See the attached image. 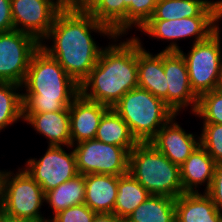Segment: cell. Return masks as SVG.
<instances>
[{
  "mask_svg": "<svg viewBox=\"0 0 222 222\" xmlns=\"http://www.w3.org/2000/svg\"><path fill=\"white\" fill-rule=\"evenodd\" d=\"M20 90H23L21 85L0 82V132L23 119V95Z\"/></svg>",
  "mask_w": 222,
  "mask_h": 222,
  "instance_id": "obj_27",
  "label": "cell"
},
{
  "mask_svg": "<svg viewBox=\"0 0 222 222\" xmlns=\"http://www.w3.org/2000/svg\"><path fill=\"white\" fill-rule=\"evenodd\" d=\"M158 0H129L127 33L134 25L140 29L152 16Z\"/></svg>",
  "mask_w": 222,
  "mask_h": 222,
  "instance_id": "obj_30",
  "label": "cell"
},
{
  "mask_svg": "<svg viewBox=\"0 0 222 222\" xmlns=\"http://www.w3.org/2000/svg\"><path fill=\"white\" fill-rule=\"evenodd\" d=\"M222 17V0H158L149 20Z\"/></svg>",
  "mask_w": 222,
  "mask_h": 222,
  "instance_id": "obj_17",
  "label": "cell"
},
{
  "mask_svg": "<svg viewBox=\"0 0 222 222\" xmlns=\"http://www.w3.org/2000/svg\"><path fill=\"white\" fill-rule=\"evenodd\" d=\"M93 222H125L114 213H96Z\"/></svg>",
  "mask_w": 222,
  "mask_h": 222,
  "instance_id": "obj_34",
  "label": "cell"
},
{
  "mask_svg": "<svg viewBox=\"0 0 222 222\" xmlns=\"http://www.w3.org/2000/svg\"><path fill=\"white\" fill-rule=\"evenodd\" d=\"M92 31L112 40L116 36L87 10L70 4L58 12L51 29L40 43V47L55 58L78 85L88 77L103 49L92 38ZM48 40H52V45L45 43Z\"/></svg>",
  "mask_w": 222,
  "mask_h": 222,
  "instance_id": "obj_1",
  "label": "cell"
},
{
  "mask_svg": "<svg viewBox=\"0 0 222 222\" xmlns=\"http://www.w3.org/2000/svg\"><path fill=\"white\" fill-rule=\"evenodd\" d=\"M79 174H109L121 176L128 173L129 152L120 146L91 139L74 144Z\"/></svg>",
  "mask_w": 222,
  "mask_h": 222,
  "instance_id": "obj_8",
  "label": "cell"
},
{
  "mask_svg": "<svg viewBox=\"0 0 222 222\" xmlns=\"http://www.w3.org/2000/svg\"><path fill=\"white\" fill-rule=\"evenodd\" d=\"M164 72L168 86V107L178 115L182 108L190 106L193 114L198 96L190 86L187 66L179 51H164Z\"/></svg>",
  "mask_w": 222,
  "mask_h": 222,
  "instance_id": "obj_13",
  "label": "cell"
},
{
  "mask_svg": "<svg viewBox=\"0 0 222 222\" xmlns=\"http://www.w3.org/2000/svg\"><path fill=\"white\" fill-rule=\"evenodd\" d=\"M108 109L79 94L69 106L71 146L95 139L100 120Z\"/></svg>",
  "mask_w": 222,
  "mask_h": 222,
  "instance_id": "obj_15",
  "label": "cell"
},
{
  "mask_svg": "<svg viewBox=\"0 0 222 222\" xmlns=\"http://www.w3.org/2000/svg\"><path fill=\"white\" fill-rule=\"evenodd\" d=\"M193 114L203 119L202 123L222 125V90L217 88L200 95Z\"/></svg>",
  "mask_w": 222,
  "mask_h": 222,
  "instance_id": "obj_28",
  "label": "cell"
},
{
  "mask_svg": "<svg viewBox=\"0 0 222 222\" xmlns=\"http://www.w3.org/2000/svg\"><path fill=\"white\" fill-rule=\"evenodd\" d=\"M96 212L85 203L68 207L49 219V222H93Z\"/></svg>",
  "mask_w": 222,
  "mask_h": 222,
  "instance_id": "obj_31",
  "label": "cell"
},
{
  "mask_svg": "<svg viewBox=\"0 0 222 222\" xmlns=\"http://www.w3.org/2000/svg\"><path fill=\"white\" fill-rule=\"evenodd\" d=\"M220 32L219 28L208 39L194 43L187 54L179 51L187 66L190 86L198 97L217 89L222 58Z\"/></svg>",
  "mask_w": 222,
  "mask_h": 222,
  "instance_id": "obj_7",
  "label": "cell"
},
{
  "mask_svg": "<svg viewBox=\"0 0 222 222\" xmlns=\"http://www.w3.org/2000/svg\"><path fill=\"white\" fill-rule=\"evenodd\" d=\"M97 0H71V5L77 9L88 10Z\"/></svg>",
  "mask_w": 222,
  "mask_h": 222,
  "instance_id": "obj_35",
  "label": "cell"
},
{
  "mask_svg": "<svg viewBox=\"0 0 222 222\" xmlns=\"http://www.w3.org/2000/svg\"><path fill=\"white\" fill-rule=\"evenodd\" d=\"M129 0H97L87 11L116 36L127 33Z\"/></svg>",
  "mask_w": 222,
  "mask_h": 222,
  "instance_id": "obj_25",
  "label": "cell"
},
{
  "mask_svg": "<svg viewBox=\"0 0 222 222\" xmlns=\"http://www.w3.org/2000/svg\"><path fill=\"white\" fill-rule=\"evenodd\" d=\"M23 121L48 139V146L71 147L69 107L62 111L23 114Z\"/></svg>",
  "mask_w": 222,
  "mask_h": 222,
  "instance_id": "obj_18",
  "label": "cell"
},
{
  "mask_svg": "<svg viewBox=\"0 0 222 222\" xmlns=\"http://www.w3.org/2000/svg\"><path fill=\"white\" fill-rule=\"evenodd\" d=\"M62 7L68 6L71 4V0H56Z\"/></svg>",
  "mask_w": 222,
  "mask_h": 222,
  "instance_id": "obj_38",
  "label": "cell"
},
{
  "mask_svg": "<svg viewBox=\"0 0 222 222\" xmlns=\"http://www.w3.org/2000/svg\"><path fill=\"white\" fill-rule=\"evenodd\" d=\"M1 178H2V170H0V204H1Z\"/></svg>",
  "mask_w": 222,
  "mask_h": 222,
  "instance_id": "obj_40",
  "label": "cell"
},
{
  "mask_svg": "<svg viewBox=\"0 0 222 222\" xmlns=\"http://www.w3.org/2000/svg\"><path fill=\"white\" fill-rule=\"evenodd\" d=\"M14 29L33 36L41 43L58 12L63 8L56 0H10Z\"/></svg>",
  "mask_w": 222,
  "mask_h": 222,
  "instance_id": "obj_12",
  "label": "cell"
},
{
  "mask_svg": "<svg viewBox=\"0 0 222 222\" xmlns=\"http://www.w3.org/2000/svg\"><path fill=\"white\" fill-rule=\"evenodd\" d=\"M219 20H222V17L148 20L138 31L154 39L171 41L162 51H180L177 40L194 37L193 44L204 41L220 28Z\"/></svg>",
  "mask_w": 222,
  "mask_h": 222,
  "instance_id": "obj_9",
  "label": "cell"
},
{
  "mask_svg": "<svg viewBox=\"0 0 222 222\" xmlns=\"http://www.w3.org/2000/svg\"><path fill=\"white\" fill-rule=\"evenodd\" d=\"M217 88L222 90V58H221V62H220V71H219V79H218Z\"/></svg>",
  "mask_w": 222,
  "mask_h": 222,
  "instance_id": "obj_37",
  "label": "cell"
},
{
  "mask_svg": "<svg viewBox=\"0 0 222 222\" xmlns=\"http://www.w3.org/2000/svg\"><path fill=\"white\" fill-rule=\"evenodd\" d=\"M176 116L177 114L157 132L150 143L172 163L180 167L200 145V136L197 138V135L182 129L174 120Z\"/></svg>",
  "mask_w": 222,
  "mask_h": 222,
  "instance_id": "obj_14",
  "label": "cell"
},
{
  "mask_svg": "<svg viewBox=\"0 0 222 222\" xmlns=\"http://www.w3.org/2000/svg\"><path fill=\"white\" fill-rule=\"evenodd\" d=\"M114 43L102 49L97 64L80 84V94L112 108L128 91L138 87L137 38Z\"/></svg>",
  "mask_w": 222,
  "mask_h": 222,
  "instance_id": "obj_2",
  "label": "cell"
},
{
  "mask_svg": "<svg viewBox=\"0 0 222 222\" xmlns=\"http://www.w3.org/2000/svg\"><path fill=\"white\" fill-rule=\"evenodd\" d=\"M24 87L23 114L62 111L80 94V85L41 47L31 57Z\"/></svg>",
  "mask_w": 222,
  "mask_h": 222,
  "instance_id": "obj_3",
  "label": "cell"
},
{
  "mask_svg": "<svg viewBox=\"0 0 222 222\" xmlns=\"http://www.w3.org/2000/svg\"><path fill=\"white\" fill-rule=\"evenodd\" d=\"M14 30L10 0H0V32Z\"/></svg>",
  "mask_w": 222,
  "mask_h": 222,
  "instance_id": "obj_33",
  "label": "cell"
},
{
  "mask_svg": "<svg viewBox=\"0 0 222 222\" xmlns=\"http://www.w3.org/2000/svg\"><path fill=\"white\" fill-rule=\"evenodd\" d=\"M175 208L177 222H222V212L206 192L181 194Z\"/></svg>",
  "mask_w": 222,
  "mask_h": 222,
  "instance_id": "obj_20",
  "label": "cell"
},
{
  "mask_svg": "<svg viewBox=\"0 0 222 222\" xmlns=\"http://www.w3.org/2000/svg\"><path fill=\"white\" fill-rule=\"evenodd\" d=\"M45 193L37 181L23 168L16 174L2 171L1 204L5 214L15 218L49 221L41 214Z\"/></svg>",
  "mask_w": 222,
  "mask_h": 222,
  "instance_id": "obj_6",
  "label": "cell"
},
{
  "mask_svg": "<svg viewBox=\"0 0 222 222\" xmlns=\"http://www.w3.org/2000/svg\"><path fill=\"white\" fill-rule=\"evenodd\" d=\"M216 162L199 145L180 166V179L184 193H197V188L204 183L207 192L212 184Z\"/></svg>",
  "mask_w": 222,
  "mask_h": 222,
  "instance_id": "obj_19",
  "label": "cell"
},
{
  "mask_svg": "<svg viewBox=\"0 0 222 222\" xmlns=\"http://www.w3.org/2000/svg\"><path fill=\"white\" fill-rule=\"evenodd\" d=\"M200 134V145L216 163L222 162V125L203 123Z\"/></svg>",
  "mask_w": 222,
  "mask_h": 222,
  "instance_id": "obj_29",
  "label": "cell"
},
{
  "mask_svg": "<svg viewBox=\"0 0 222 222\" xmlns=\"http://www.w3.org/2000/svg\"><path fill=\"white\" fill-rule=\"evenodd\" d=\"M137 38L138 87L148 90L168 106V86L164 72V51L156 55L146 51Z\"/></svg>",
  "mask_w": 222,
  "mask_h": 222,
  "instance_id": "obj_16",
  "label": "cell"
},
{
  "mask_svg": "<svg viewBox=\"0 0 222 222\" xmlns=\"http://www.w3.org/2000/svg\"><path fill=\"white\" fill-rule=\"evenodd\" d=\"M40 43L17 30L0 32V82L24 83L33 53Z\"/></svg>",
  "mask_w": 222,
  "mask_h": 222,
  "instance_id": "obj_10",
  "label": "cell"
},
{
  "mask_svg": "<svg viewBox=\"0 0 222 222\" xmlns=\"http://www.w3.org/2000/svg\"><path fill=\"white\" fill-rule=\"evenodd\" d=\"M4 217H5V211L3 209L2 204H0V222L4 221Z\"/></svg>",
  "mask_w": 222,
  "mask_h": 222,
  "instance_id": "obj_39",
  "label": "cell"
},
{
  "mask_svg": "<svg viewBox=\"0 0 222 222\" xmlns=\"http://www.w3.org/2000/svg\"><path fill=\"white\" fill-rule=\"evenodd\" d=\"M114 214L125 220L151 194L128 172L118 176Z\"/></svg>",
  "mask_w": 222,
  "mask_h": 222,
  "instance_id": "obj_24",
  "label": "cell"
},
{
  "mask_svg": "<svg viewBox=\"0 0 222 222\" xmlns=\"http://www.w3.org/2000/svg\"><path fill=\"white\" fill-rule=\"evenodd\" d=\"M112 108L138 143L150 142L175 115L162 99L139 87L128 91Z\"/></svg>",
  "mask_w": 222,
  "mask_h": 222,
  "instance_id": "obj_5",
  "label": "cell"
},
{
  "mask_svg": "<svg viewBox=\"0 0 222 222\" xmlns=\"http://www.w3.org/2000/svg\"><path fill=\"white\" fill-rule=\"evenodd\" d=\"M117 185L118 176L86 174L84 203L96 213H114Z\"/></svg>",
  "mask_w": 222,
  "mask_h": 222,
  "instance_id": "obj_21",
  "label": "cell"
},
{
  "mask_svg": "<svg viewBox=\"0 0 222 222\" xmlns=\"http://www.w3.org/2000/svg\"><path fill=\"white\" fill-rule=\"evenodd\" d=\"M95 139L123 147L128 152L138 144L131 134L128 124L113 108H109L101 118Z\"/></svg>",
  "mask_w": 222,
  "mask_h": 222,
  "instance_id": "obj_22",
  "label": "cell"
},
{
  "mask_svg": "<svg viewBox=\"0 0 222 222\" xmlns=\"http://www.w3.org/2000/svg\"><path fill=\"white\" fill-rule=\"evenodd\" d=\"M206 193L211 197L216 208L222 212V162L216 163L213 181Z\"/></svg>",
  "mask_w": 222,
  "mask_h": 222,
  "instance_id": "obj_32",
  "label": "cell"
},
{
  "mask_svg": "<svg viewBox=\"0 0 222 222\" xmlns=\"http://www.w3.org/2000/svg\"><path fill=\"white\" fill-rule=\"evenodd\" d=\"M128 172L151 194L174 199L183 194L180 167L150 142L138 143L129 152Z\"/></svg>",
  "mask_w": 222,
  "mask_h": 222,
  "instance_id": "obj_4",
  "label": "cell"
},
{
  "mask_svg": "<svg viewBox=\"0 0 222 222\" xmlns=\"http://www.w3.org/2000/svg\"><path fill=\"white\" fill-rule=\"evenodd\" d=\"M45 203L49 204L54 215L73 205L85 201V175L78 174L74 178L60 184L45 193Z\"/></svg>",
  "mask_w": 222,
  "mask_h": 222,
  "instance_id": "obj_26",
  "label": "cell"
},
{
  "mask_svg": "<svg viewBox=\"0 0 222 222\" xmlns=\"http://www.w3.org/2000/svg\"><path fill=\"white\" fill-rule=\"evenodd\" d=\"M3 222H49V221H39L30 218H15L5 214Z\"/></svg>",
  "mask_w": 222,
  "mask_h": 222,
  "instance_id": "obj_36",
  "label": "cell"
},
{
  "mask_svg": "<svg viewBox=\"0 0 222 222\" xmlns=\"http://www.w3.org/2000/svg\"><path fill=\"white\" fill-rule=\"evenodd\" d=\"M125 222H175V199L163 195H150Z\"/></svg>",
  "mask_w": 222,
  "mask_h": 222,
  "instance_id": "obj_23",
  "label": "cell"
},
{
  "mask_svg": "<svg viewBox=\"0 0 222 222\" xmlns=\"http://www.w3.org/2000/svg\"><path fill=\"white\" fill-rule=\"evenodd\" d=\"M63 147L48 146L39 160L29 158L26 161L24 169L39 183L44 193L79 174L74 150L67 153Z\"/></svg>",
  "mask_w": 222,
  "mask_h": 222,
  "instance_id": "obj_11",
  "label": "cell"
}]
</instances>
